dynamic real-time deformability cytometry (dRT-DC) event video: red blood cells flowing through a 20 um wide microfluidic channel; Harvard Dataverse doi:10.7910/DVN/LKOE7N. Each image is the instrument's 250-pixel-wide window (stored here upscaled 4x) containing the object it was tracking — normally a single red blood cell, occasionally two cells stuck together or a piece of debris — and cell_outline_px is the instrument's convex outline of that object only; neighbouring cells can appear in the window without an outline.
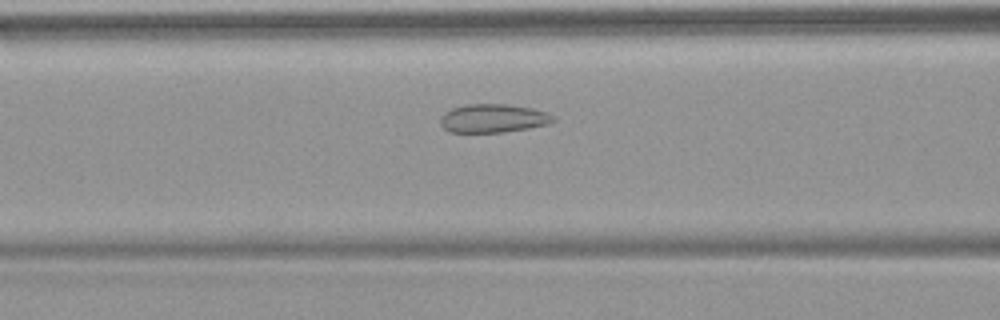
{"species": "common noctule bat (a hibernating species)", "species_latin": "Nyctalus noctula", "temperature_condition": "warm", "stored_images_in_passage": 49, "camera_frame_rate_fps": 3000, "um_per_image_px": 0.085, "animal": {"sex": "female", "body_mass_g": 18.4}, "frame": {"image": 1, "passage_image": 18, "time_ms": 5.667, "image_size_px": [1000, 320], "cell_outline_px": [[556, 120], [548, 124], [528, 128], [504, 132], [448, 132], [440, 124], [440, 116], [444, 112], [452, 108], [468, 104], [508, 104], [532, 108], [544, 112], [552, 116]], "centroid_in_image_um": [41.87, 10.06], "position_along_channel_um": 124.7, "area_um2": 18.73}}
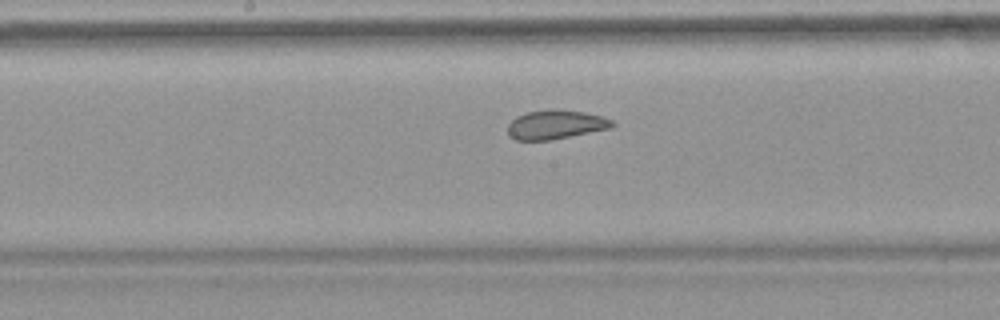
{"frame": {"image": 2, "passage_image": 24, "time_ms": 7.667, "image_size_px": [1000, 320], "cell_outline_px": [[616, 124], [612, 128], [552, 140], [516, 140], [508, 132], [508, 124], [516, 116], [528, 112], [584, 112], [600, 116], [612, 120]], "centroid_in_image_um": [47.26, 10.64], "position_along_channel_um": 200.9, "area_um2": 16.94}}
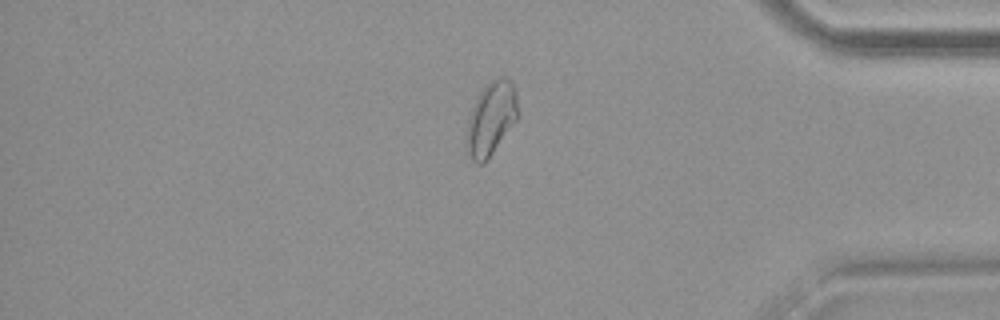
{"frame": {"image": 3, "passage_image": 41, "time_ms": 13.333, "image_size_px": [1000, 320], "cell_outline_px": [[516, 120], [488, 160], [484, 164], [476, 164], [472, 160], [468, 152], [464, 140], [468, 120], [472, 108], [484, 84], [496, 76], [504, 76], [512, 80], [516, 88]], "centroid_in_image_um": [41.71, 10.06], "position_along_channel_um": 393.5, "area_um2": 22.25}, "authors_computed_cell_mechanics": {"area_um2": 21.4438, "velocity_mm_per_s": 3.8292, "shape_relaxation_time_tau1_ms": null, "shape_relaxation_time_tau2_ms": 1.1698, "deformation_change_tau1": null, "deformation_change_tau2": 0.0842}}